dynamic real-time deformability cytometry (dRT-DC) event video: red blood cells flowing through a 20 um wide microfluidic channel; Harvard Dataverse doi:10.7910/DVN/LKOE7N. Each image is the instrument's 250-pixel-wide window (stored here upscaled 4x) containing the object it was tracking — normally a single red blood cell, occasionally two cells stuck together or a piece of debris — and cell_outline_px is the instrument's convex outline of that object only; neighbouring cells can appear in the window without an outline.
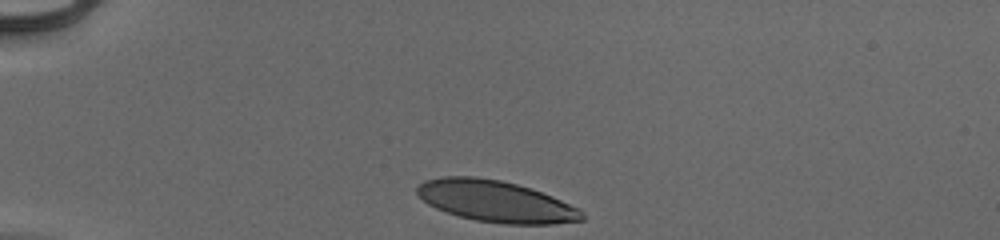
{"species": "human", "species_latin": "Homo sapiens", "temperature_condition": "cold", "stored_images_in_passage": 32, "camera_frame_rate_fps": 3000, "um_per_image_px": 0.085, "donor": {"sex": "male"}, "frame": {"image": 1, "passage_image": 1, "time_ms": 0.0, "image_size_px": [1000, 240], "cell_outline_px": [[584, 220], [552, 224], [504, 224], [476, 220], [460, 216], [436, 208], [428, 204], [416, 192], [416, 188], [424, 180], [444, 176], [472, 176], [500, 180], [516, 184], [552, 196], [580, 208], [584, 216]], "centroid_in_image_um": [42.15, 17.11], "position_along_channel_um": 42.9, "area_um2": 39.54}}
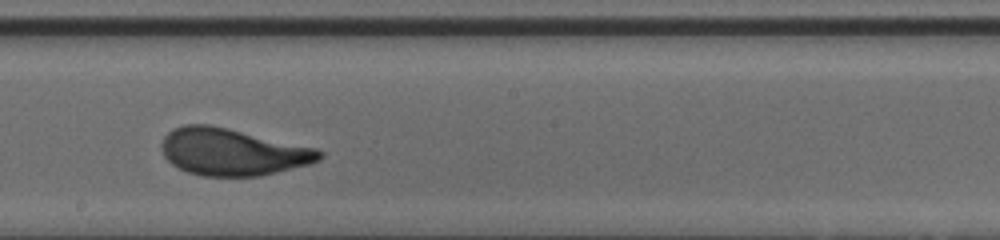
{"frame": {"image": 2, "passage_image": 19, "time_ms": 6.0, "image_size_px": [1000, 240], "cell_outline_px": [[324, 156], [320, 160], [308, 164], [260, 176], [204, 176], [188, 172], [172, 164], [164, 156], [160, 144], [164, 136], [172, 128], [184, 124], [208, 124], [228, 128], [316, 148], [324, 152]], "centroid_in_image_um": [19.74, 12.9], "position_along_channel_um": 228.5, "area_um2": 43.18}}
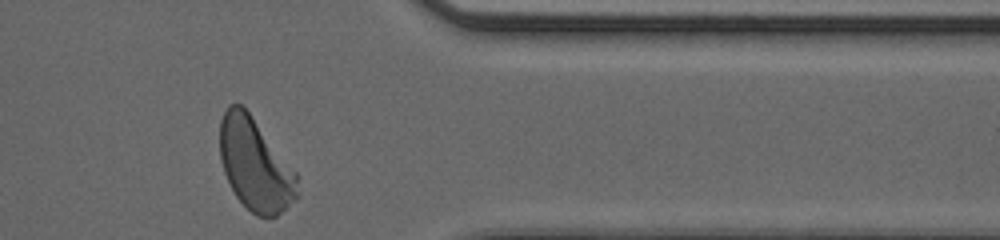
{"frame": {"image": 3, "passage_image": 32, "time_ms": 10.333, "image_size_px": [1000, 240], "cell_outline_px": [[300, 196], [296, 200], [276, 216], [256, 216], [236, 196], [224, 172], [220, 160], [220, 120], [228, 104], [240, 104], [248, 112], [300, 176]], "centroid_in_image_um": [21.73, 14.02], "position_along_channel_um": 389.7, "area_um2": 41.67}, "authors_computed_cell_mechanics": {"area_um2": 42.5119, "velocity_mm_per_s": 3.9157, "shape_relaxation_time_tau1_ms": 3.2257, "shape_relaxation_time_tau2_ms": null, "deformation_change_tau1": 0.1852, "deformation_change_tau2": null}}